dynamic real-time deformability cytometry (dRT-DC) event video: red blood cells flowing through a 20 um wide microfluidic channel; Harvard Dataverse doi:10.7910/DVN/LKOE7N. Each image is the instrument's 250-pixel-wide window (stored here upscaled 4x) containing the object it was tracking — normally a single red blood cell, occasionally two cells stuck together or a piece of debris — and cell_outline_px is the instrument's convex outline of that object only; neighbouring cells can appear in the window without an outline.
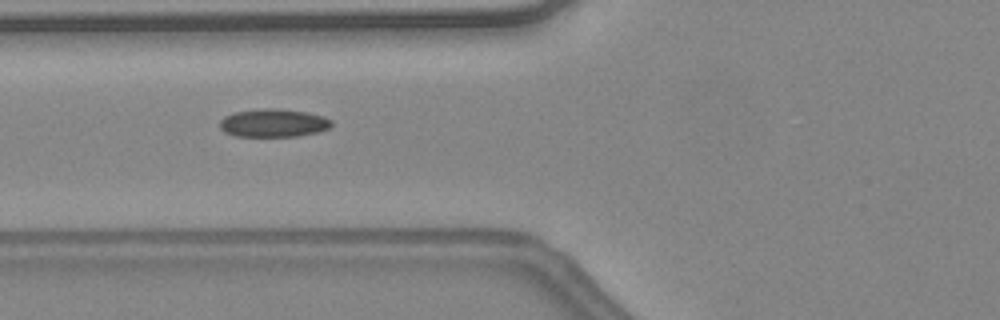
{"species": "common noctule bat (a hibernating species)", "species_latin": "Nyctalus noctula", "temperature_condition": "warm", "stored_images_in_passage": 26, "camera_frame_rate_fps": 3000, "um_per_image_px": 0.085, "animal": {"sex": "female", "body_mass_g": 24.6, "forearm_length_mm": 56.2}, "frame": {"image": 1, "passage_image": 4, "time_ms": 1.0, "image_size_px": [1000, 320], "cell_outline_px": [[332, 124], [328, 128], [320, 132], [296, 136], [236, 136], [224, 132], [220, 128], [220, 120], [224, 116], [236, 112], [264, 108], [276, 108], [304, 112], [324, 116], [332, 120]], "centroid_in_image_um": [23.24, 10.45], "position_along_channel_um": 102.6, "area_um2": 18.26}, "authors_computed_cell_mechanics": {"area_um2": 17.7157, "velocity_mm_per_s": 4.5652, "shape_relaxation_time_tau1_ms": null, "shape_relaxation_time_tau2_ms": 1.9188, "deformation_change_tau1": null, "deformation_change_tau2": 0.076}}